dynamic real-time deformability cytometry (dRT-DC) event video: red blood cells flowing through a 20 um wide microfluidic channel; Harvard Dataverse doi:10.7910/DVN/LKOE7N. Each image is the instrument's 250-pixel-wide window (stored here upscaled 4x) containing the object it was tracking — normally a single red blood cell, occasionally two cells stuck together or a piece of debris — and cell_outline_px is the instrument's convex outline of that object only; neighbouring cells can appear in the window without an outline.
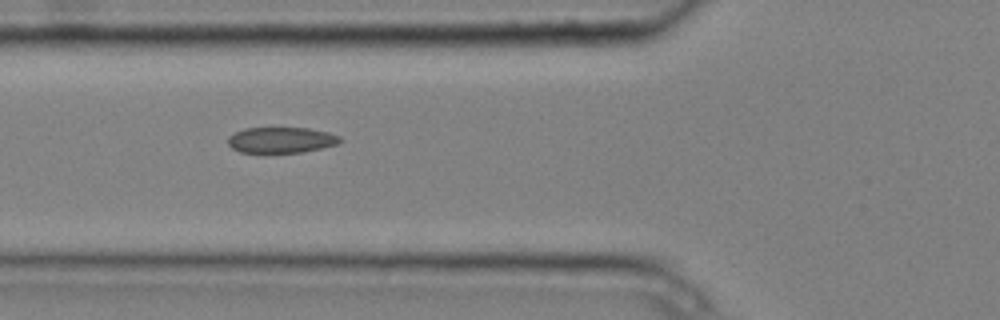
{"species": "common noctule bat (a hibernating species)", "species_latin": "Nyctalus noctula", "temperature_condition": "cold", "stored_images_in_passage": 4, "camera_frame_rate_fps": 3000, "um_per_image_px": 0.085, "animal": {"sex": "male", "body_mass_g": 20.4}, "frame": {"image": 1, "passage_image": 3, "time_ms": 0.667, "image_size_px": [1000, 320], "cell_outline_px": [[344, 140], [336, 144], [304, 152], [240, 152], [232, 148], [228, 144], [228, 136], [244, 128], [308, 128], [328, 132], [340, 136]], "centroid_in_image_um": [23.91, 11.89], "position_along_channel_um": 101.9, "area_um2": 16.76}}
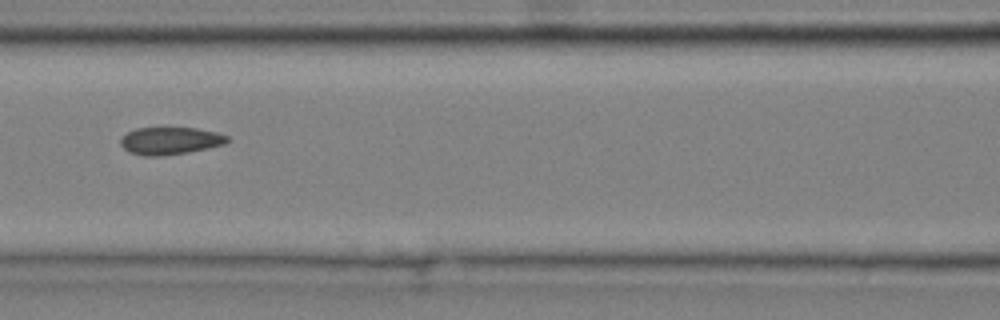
{"frame": {"image": 2, "passage_image": 4, "time_ms": 1.0, "image_size_px": [1000, 320], "cell_outline_px": [[232, 140], [224, 144], [208, 148], [188, 152], [160, 156], [144, 156], [128, 152], [120, 144], [120, 140], [128, 132], [136, 128], [196, 128], [216, 132], [228, 136]], "centroid_in_image_um": [14.48, 11.97], "position_along_channel_um": 152.1, "area_um2": 17.05}}